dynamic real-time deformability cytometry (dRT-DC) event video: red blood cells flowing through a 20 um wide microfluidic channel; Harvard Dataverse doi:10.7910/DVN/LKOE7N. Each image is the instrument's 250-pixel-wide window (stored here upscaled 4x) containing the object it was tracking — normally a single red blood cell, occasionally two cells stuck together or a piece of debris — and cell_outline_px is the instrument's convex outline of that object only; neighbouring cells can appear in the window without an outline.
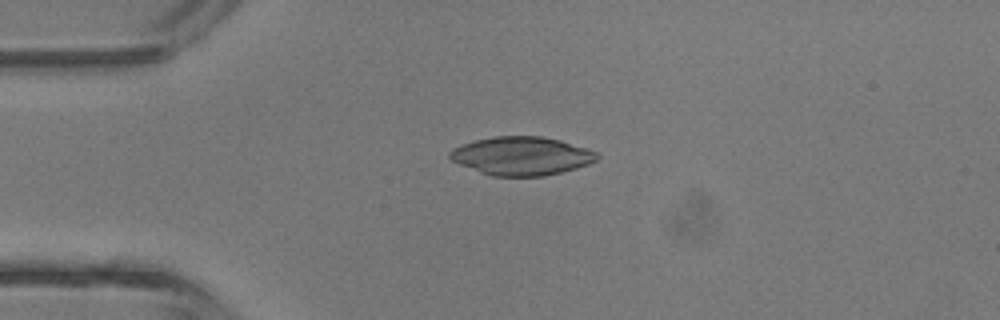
{"species": "common noctule bat (a hibernating species)", "species_latin": "Nyctalus noctula", "temperature_condition": "room temperature", "stored_images_in_passage": 3, "camera_frame_rate_fps": 3000, "um_per_image_px": 0.085, "animal": {"sex": "male", "body_mass_g": 13.3}, "frame": {"image": 1, "passage_image": 2, "time_ms": 1.0, "image_size_px": [1000, 320], "cell_outline_px": [[600, 156], [596, 160], [588, 164], [576, 168], [544, 176], [492, 176], [480, 172], [460, 164], [452, 160], [448, 156], [448, 152], [452, 148], [476, 140], [496, 136], [540, 136], [560, 140], [596, 152]], "centroid_in_image_um": [44.31, 13.26], "position_along_channel_um": 40.7, "area_um2": 32.66}}